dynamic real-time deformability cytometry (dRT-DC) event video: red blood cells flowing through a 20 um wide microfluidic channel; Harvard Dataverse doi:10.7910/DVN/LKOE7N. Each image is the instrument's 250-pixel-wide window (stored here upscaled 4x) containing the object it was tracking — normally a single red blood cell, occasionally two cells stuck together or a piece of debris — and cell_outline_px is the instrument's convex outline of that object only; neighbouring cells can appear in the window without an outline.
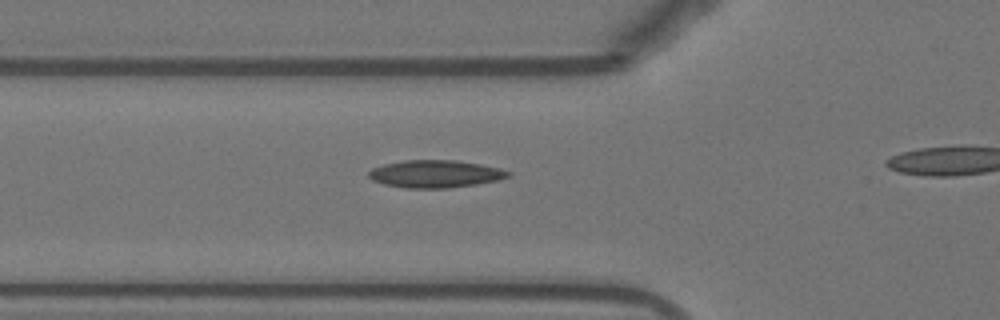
{"species": "Egyptian fruit bat (a non-hibernating species)", "species_latin": "Rousettus aegyptiacus", "temperature_condition": "warm", "stored_images_in_passage": 27, "camera_frame_rate_fps": 3000, "um_per_image_px": 0.085, "animal": {"sex": "female"}, "frame": {"image": 1, "passage_image": 3, "time_ms": 0.667, "image_size_px": [1000, 320], "cell_outline_px": [[512, 176], [496, 180], [476, 184], [448, 188], [404, 188], [384, 184], [372, 180], [368, 176], [368, 172], [372, 168], [384, 164], [404, 160], [456, 160], [480, 164], [500, 168], [512, 172]], "centroid_in_image_um": [37.0, 14.78], "position_along_channel_um": 88.8, "area_um2": 22.43}}
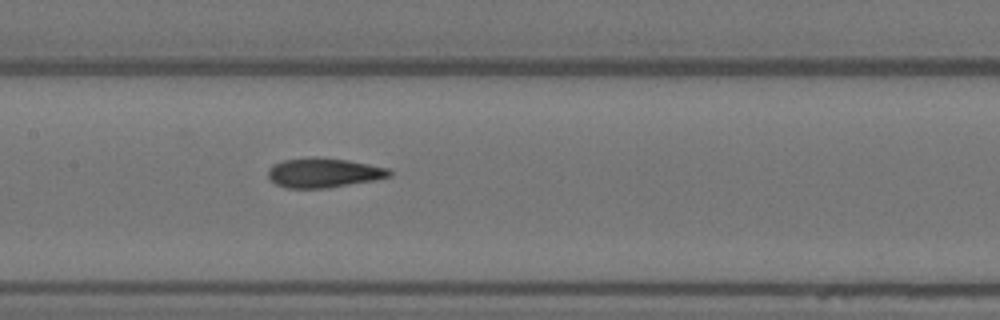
{"frame": {"image": 2, "passage_image": 10, "time_ms": 3.0, "image_size_px": [1000, 320], "cell_outline_px": [[392, 176], [376, 180], [328, 188], [284, 188], [276, 184], [268, 176], [268, 168], [272, 164], [284, 160], [348, 160], [388, 168], [392, 172]], "centroid_in_image_um": [27.54, 14.74], "position_along_channel_um": 179.9, "area_um2": 20.17}}
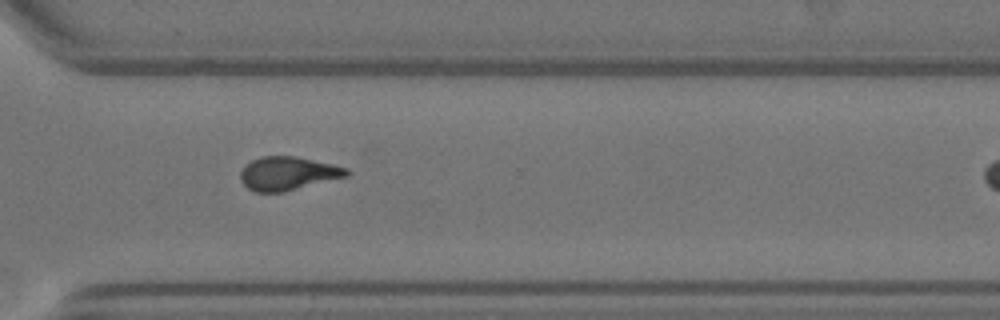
{"frame": {"image": 3, "passage_image": 23, "time_ms": 7.333, "image_size_px": [1000, 320], "cell_outline_px": [[352, 172], [348, 176], [284, 192], [256, 192], [248, 188], [240, 180], [240, 172], [252, 160], [260, 156], [296, 156], [332, 164], [348, 168]], "centroid_in_image_um": [24.5, 14.74], "position_along_channel_um": 346.1, "area_um2": 20.75}}